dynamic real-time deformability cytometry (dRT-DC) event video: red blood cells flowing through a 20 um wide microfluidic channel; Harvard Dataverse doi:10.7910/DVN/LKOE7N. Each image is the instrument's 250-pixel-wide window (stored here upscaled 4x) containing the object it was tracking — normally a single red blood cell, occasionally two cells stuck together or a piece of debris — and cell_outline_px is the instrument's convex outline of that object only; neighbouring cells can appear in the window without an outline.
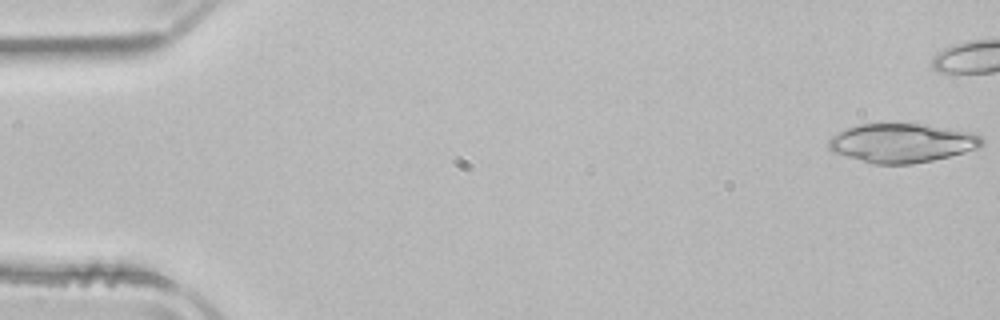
{"species": "common noctule bat (a hibernating species)", "species_latin": "Nyctalus noctula", "temperature_condition": "room temperature", "stored_images_in_passage": 41, "camera_frame_rate_fps": 3000, "um_per_image_px": 0.085, "animal": {"sex": "male", "body_mass_g": 21.5, "forearm_length_mm": 52.0}, "frame": {"image": 1, "passage_image": 1, "time_ms": 0.0, "image_size_px": [1000, 320], "cell_outline_px": [[984, 144], [980, 148], [932, 160], [912, 164], [872, 164], [832, 152], [828, 148], [828, 140], [832, 136], [848, 128], [860, 124], [924, 124], [972, 132], [980, 136], [984, 140]], "centroid_in_image_um": [76.67, 12.16], "position_along_channel_um": 8.3, "area_um2": 34.8}}